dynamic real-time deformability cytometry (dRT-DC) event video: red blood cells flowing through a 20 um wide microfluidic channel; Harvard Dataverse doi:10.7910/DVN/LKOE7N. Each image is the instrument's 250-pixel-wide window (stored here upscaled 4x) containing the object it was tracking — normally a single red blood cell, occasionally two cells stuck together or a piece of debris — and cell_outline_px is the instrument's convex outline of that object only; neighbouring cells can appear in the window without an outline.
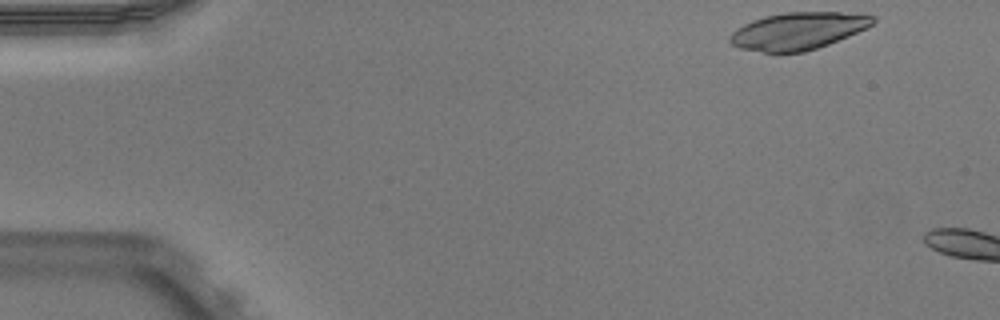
{"species": "Egyptian fruit bat (a non-hibernating species)", "species_latin": "Rousettus aegyptiacus", "temperature_condition": "warm", "stored_images_in_passage": 43, "camera_frame_rate_fps": 3000, "um_per_image_px": 0.085, "animal": {"sex": "male"}, "frame": {"image": 1, "passage_image": 1, "time_ms": 0.0, "image_size_px": [1000, 320], "cell_outline_px": [[876, 20], [872, 24], [848, 36], [828, 44], [804, 52], [764, 52], [740, 48], [732, 44], [728, 40], [728, 36], [736, 28], [752, 20], [764, 16], [784, 12], [840, 12], [876, 16]], "centroid_in_image_um": [67.79, 2.62], "position_along_channel_um": 17.2, "area_um2": 30.81}}